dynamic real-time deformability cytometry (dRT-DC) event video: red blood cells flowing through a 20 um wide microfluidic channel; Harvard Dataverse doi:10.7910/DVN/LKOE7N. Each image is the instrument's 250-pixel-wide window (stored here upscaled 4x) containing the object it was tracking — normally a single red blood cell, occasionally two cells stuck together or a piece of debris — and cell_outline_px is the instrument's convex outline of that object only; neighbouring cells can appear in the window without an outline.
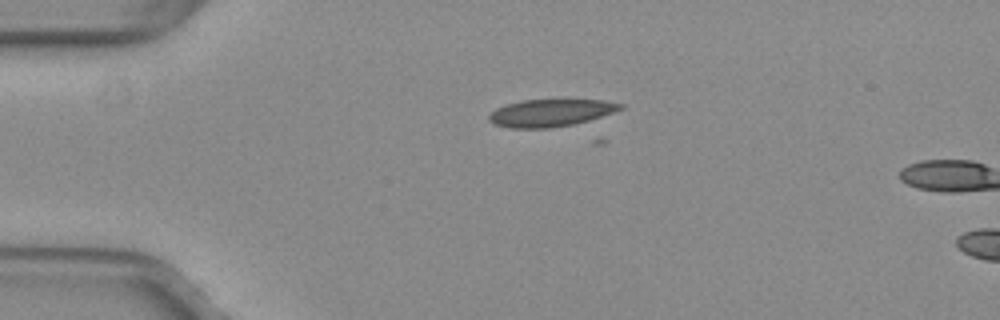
{"species": "common noctule bat (a hibernating species)", "species_latin": "Nyctalus noctula", "temperature_condition": "warm", "stored_images_in_passage": 3, "camera_frame_rate_fps": 3000, "um_per_image_px": 0.085, "animal": {"sex": "female", "body_mass_g": 29.2, "forearm_length_mm": 56.3}, "frame": {"image": 1, "passage_image": 1, "time_ms": 0.0, "image_size_px": [1000, 320], "cell_outline_px": [[624, 108], [576, 124], [552, 128], [512, 128], [496, 124], [488, 120], [488, 116], [496, 108], [504, 104], [520, 100], [604, 100], [624, 104]], "centroid_in_image_um": [46.78, 9.59], "position_along_channel_um": 38.2, "area_um2": 20.87}}